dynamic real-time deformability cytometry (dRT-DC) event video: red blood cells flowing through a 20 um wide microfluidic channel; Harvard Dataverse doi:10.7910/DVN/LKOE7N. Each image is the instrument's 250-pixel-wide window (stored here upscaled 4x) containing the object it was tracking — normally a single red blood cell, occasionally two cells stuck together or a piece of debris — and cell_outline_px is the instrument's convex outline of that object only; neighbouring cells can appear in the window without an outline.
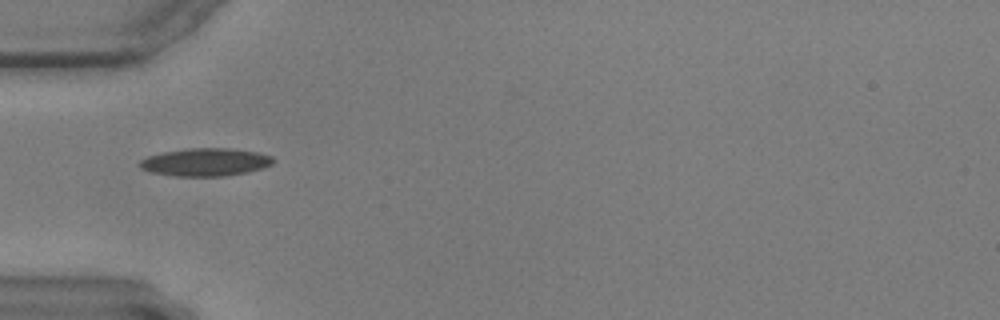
{"species": "common noctule bat (a hibernating species)", "species_latin": "Nyctalus noctula", "temperature_condition": "warm", "stored_images_in_passage": 22, "camera_frame_rate_fps": 3000, "um_per_image_px": 0.085, "animal": {"sex": "male", "body_mass_g": 17.9, "forearm_length_mm": 54.2}, "frame": {"image": 1, "passage_image": 1, "time_ms": 0.0, "image_size_px": [1000, 320], "cell_outline_px": [[276, 160], [272, 164], [264, 168], [248, 172], [224, 176], [176, 176], [152, 172], [140, 168], [136, 164], [140, 160], [148, 156], [164, 152], [184, 148], [228, 148], [260, 152], [272, 156]], "centroid_in_image_um": [17.49, 13.77], "position_along_channel_um": 67.5, "area_um2": 21.91}}
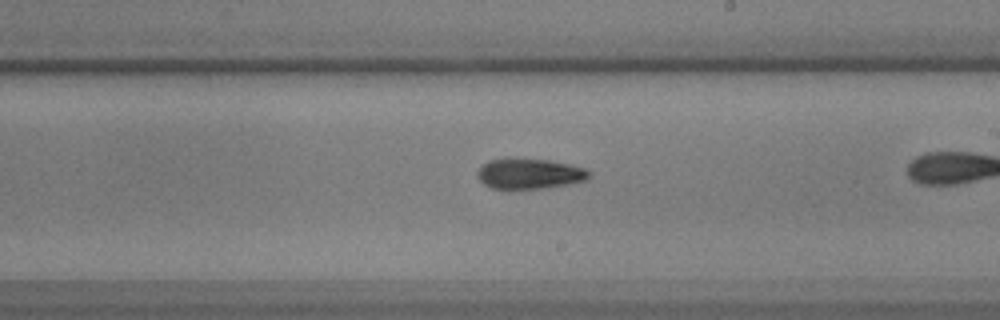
{"frame": {"image": 2, "passage_image": 13, "time_ms": 4.0, "image_size_px": [1000, 320], "cell_outline_px": [[592, 176], [588, 180], [568, 184], [544, 188], [508, 192], [492, 188], [484, 184], [476, 176], [476, 172], [484, 164], [492, 160], [504, 156], [512, 156], [548, 160], [572, 164], [584, 168], [592, 172]], "centroid_in_image_um": [44.99, 14.77], "position_along_channel_um": 244.0, "area_um2": 21.04}}